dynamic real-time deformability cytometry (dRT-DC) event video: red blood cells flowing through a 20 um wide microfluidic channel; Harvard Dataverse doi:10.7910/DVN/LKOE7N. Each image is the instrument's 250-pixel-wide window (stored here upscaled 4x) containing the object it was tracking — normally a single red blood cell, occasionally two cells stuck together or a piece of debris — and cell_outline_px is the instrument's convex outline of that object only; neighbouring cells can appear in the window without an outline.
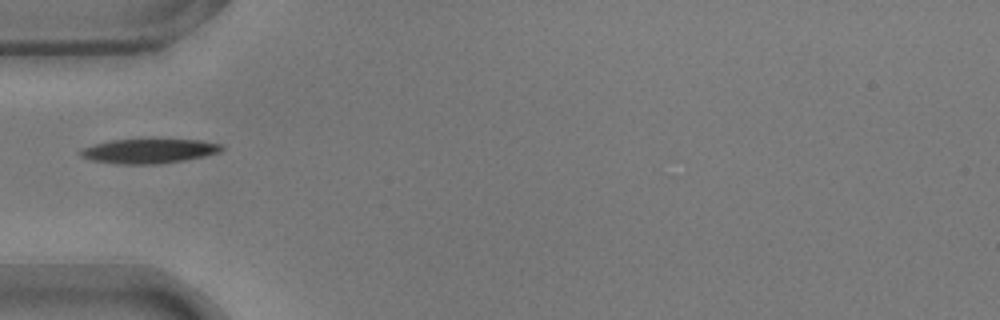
{"species": "common noctule bat (a hibernating species)", "species_latin": "Nyctalus noctula", "temperature_condition": "warm", "stored_images_in_passage": 34, "camera_frame_rate_fps": 3000, "um_per_image_px": 0.085, "animal": {"sex": "male", "body_mass_g": 17.9}, "frame": {"image": 1, "passage_image": 1, "time_ms": 0.0, "image_size_px": [1000, 320], "cell_outline_px": [[224, 148], [220, 152], [204, 156], [184, 160], [160, 164], [116, 164], [92, 160], [80, 156], [76, 152], [80, 148], [112, 140], [152, 136], [200, 140], [224, 144]], "centroid_in_image_um": [12.67, 12.78], "position_along_channel_um": 72.3, "area_um2": 21.44}}
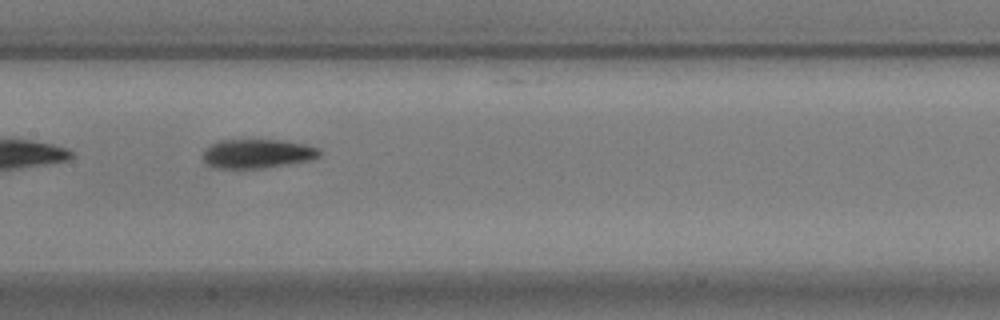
{"frame": {"image": 2, "passage_image": 10, "time_ms": 3.0, "image_size_px": [1000, 320], "cell_outline_px": [[324, 152], [320, 156], [312, 160], [292, 164], [264, 168], [216, 168], [204, 164], [200, 156], [204, 148], [220, 140], [284, 140], [308, 144], [320, 148]], "centroid_in_image_um": [21.9, 13.06], "position_along_channel_um": 185.5, "area_um2": 20.46}}
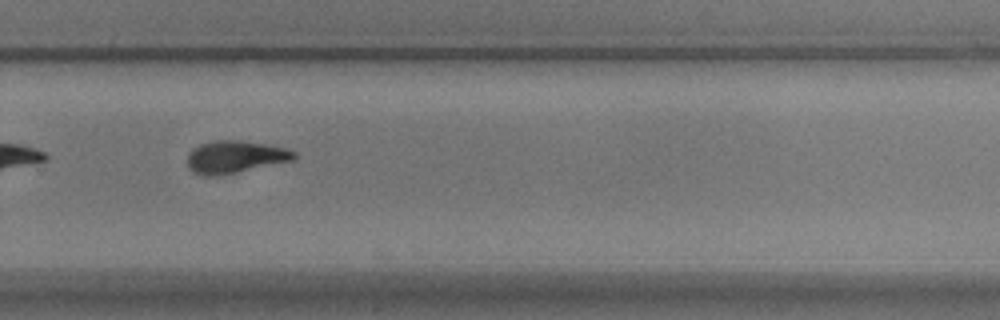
{"frame": {"image": 3, "passage_image": 20, "time_ms": 6.333, "image_size_px": [1000, 320], "cell_outline_px": [[296, 160], [236, 172], [212, 176], [200, 176], [192, 172], [188, 168], [188, 152], [192, 148], [200, 144], [216, 140], [240, 140], [288, 148], [296, 152]], "centroid_in_image_um": [19.98, 13.34], "position_along_channel_um": 309.8, "area_um2": 20.29}, "authors_computed_cell_mechanics": {"area_um2": 20.0566, "velocity_mm_per_s": 3.748, "shape_relaxation_time_tau1_ms": 3.1929, "shape_relaxation_time_tau2_ms": 3.2106, "deformation_change_tau1": 0.1477, "deformation_change_tau2": 0.1086}}